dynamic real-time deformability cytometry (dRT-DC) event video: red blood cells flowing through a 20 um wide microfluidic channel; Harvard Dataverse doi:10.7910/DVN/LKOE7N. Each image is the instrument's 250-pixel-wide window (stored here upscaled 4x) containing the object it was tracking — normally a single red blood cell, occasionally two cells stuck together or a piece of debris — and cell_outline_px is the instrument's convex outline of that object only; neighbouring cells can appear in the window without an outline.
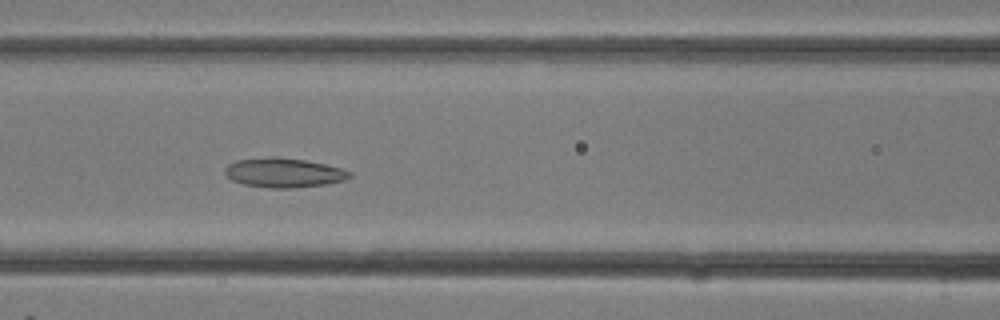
{"species": "common noctule bat (a hibernating species)", "species_latin": "Nyctalus noctula", "temperature_condition": "room temperature", "stored_images_in_passage": 19, "camera_frame_rate_fps": 3000, "um_per_image_px": 0.085, "animal": {"sex": "female"}, "frame": {"image": 1, "passage_image": 12, "time_ms": 3.667, "image_size_px": [1000, 320], "cell_outline_px": [[352, 176], [344, 180], [324, 184], [292, 188], [272, 188], [244, 184], [232, 180], [224, 172], [224, 168], [228, 164], [236, 160], [268, 156], [272, 156], [304, 160], [324, 164], [340, 168], [352, 172]], "centroid_in_image_um": [24.09, 14.67], "position_along_channel_um": 142.5, "area_um2": 21.27}}
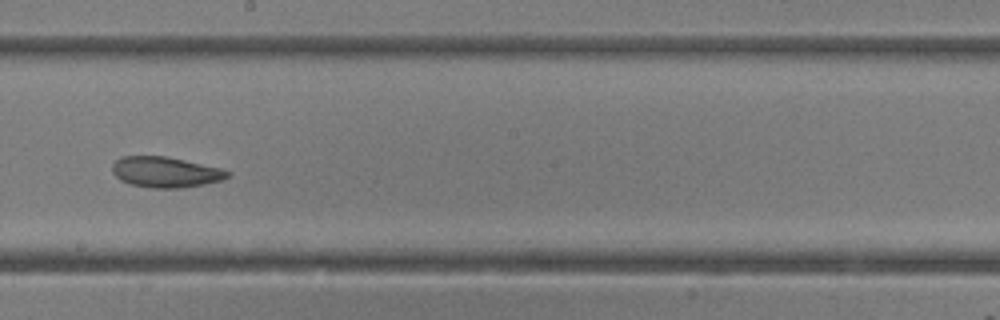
{"frame": {"image": 2, "passage_image": 16, "time_ms": 5.0, "image_size_px": [1000, 320], "cell_outline_px": [[232, 176], [224, 180], [204, 184], [180, 188], [152, 188], [132, 184], [120, 180], [112, 172], [112, 164], [120, 156], [164, 156], [224, 168], [232, 172]], "centroid_in_image_um": [14.13, 14.63], "position_along_channel_um": 234.1, "area_um2": 20.81}}
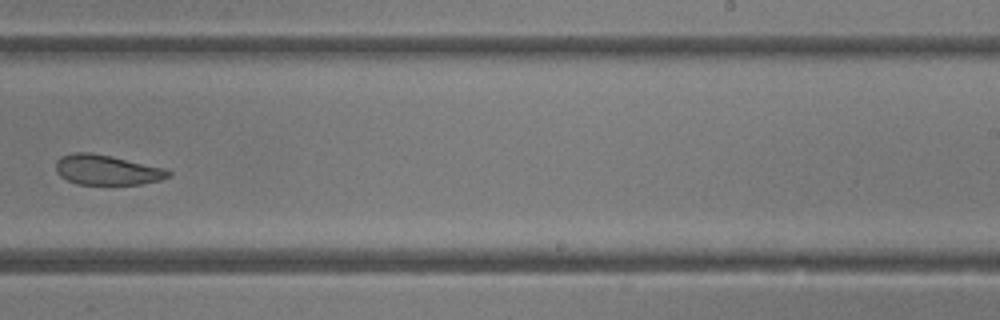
{"frame": {"image": 3, "passage_image": 18, "time_ms": 5.667, "image_size_px": [1000, 320], "cell_outline_px": [[172, 176], [160, 180], [140, 184], [76, 184], [60, 176], [56, 172], [56, 160], [60, 156], [76, 152], [92, 152], [112, 156], [164, 168], [172, 172]], "centroid_in_image_um": [9.08, 14.43], "position_along_channel_um": 279.9, "area_um2": 19.77}}